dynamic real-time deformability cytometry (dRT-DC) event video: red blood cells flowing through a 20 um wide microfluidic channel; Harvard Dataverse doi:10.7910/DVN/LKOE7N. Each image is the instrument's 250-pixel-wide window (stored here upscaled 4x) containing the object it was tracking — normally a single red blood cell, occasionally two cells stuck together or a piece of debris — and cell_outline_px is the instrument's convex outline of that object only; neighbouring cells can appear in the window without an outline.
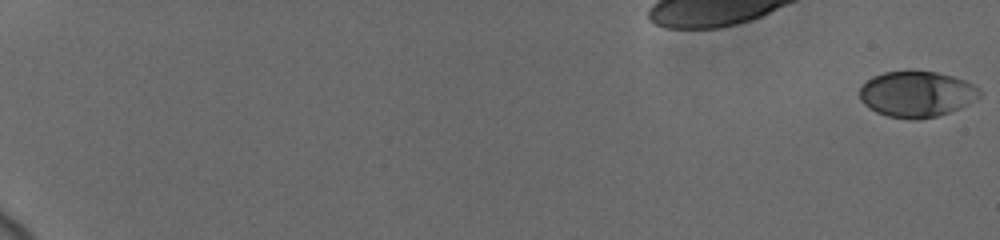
{"species": "human", "species_latin": "Homo sapiens", "temperature_condition": "cold", "stored_images_in_passage": 21, "camera_frame_rate_fps": 3000, "um_per_image_px": 0.085, "donor": {"sex": "female"}, "frame": {"image": 1, "passage_image": 1, "time_ms": 0.0, "image_size_px": [1000, 240], "cell_outline_px": [[980, 96], [976, 100], [960, 108], [936, 116], [916, 120], [912, 120], [888, 116], [876, 112], [868, 108], [860, 100], [860, 88], [872, 76], [884, 72], [936, 72], [952, 76], [964, 80], [980, 88]], "centroid_in_image_um": [77.92, 8.01], "position_along_channel_um": 7.1, "area_um2": 31.91}}
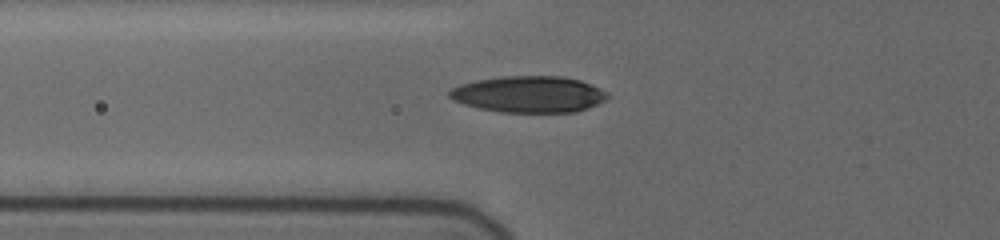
{"frame": {"image": 2, "passage_image": 18, "time_ms": 8.333, "image_size_px": [1000, 240], "cell_outline_px": [[608, 96], [604, 100], [588, 108], [576, 112], [500, 112], [480, 108], [464, 104], [452, 100], [448, 96], [448, 92], [452, 88], [460, 84], [476, 80], [500, 76], [564, 76], [580, 80], [600, 88]], "centroid_in_image_um": [44.92, 8.01], "position_along_channel_um": 80.9, "area_um2": 33.52}}
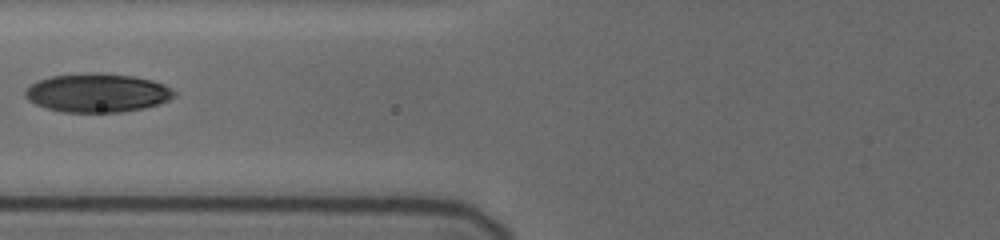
{"frame": {"image": 3, "passage_image": 20, "time_ms": 9.333, "image_size_px": [1000, 240], "cell_outline_px": [[176, 96], [168, 100], [144, 108], [120, 112], [64, 112], [44, 108], [28, 100], [24, 96], [24, 92], [32, 84], [40, 80], [52, 76], [88, 72], [96, 72], [132, 76], [152, 80], [164, 84], [176, 92]], "centroid_in_image_um": [8.27, 7.89], "position_along_channel_um": 117.5, "area_um2": 33.58}}